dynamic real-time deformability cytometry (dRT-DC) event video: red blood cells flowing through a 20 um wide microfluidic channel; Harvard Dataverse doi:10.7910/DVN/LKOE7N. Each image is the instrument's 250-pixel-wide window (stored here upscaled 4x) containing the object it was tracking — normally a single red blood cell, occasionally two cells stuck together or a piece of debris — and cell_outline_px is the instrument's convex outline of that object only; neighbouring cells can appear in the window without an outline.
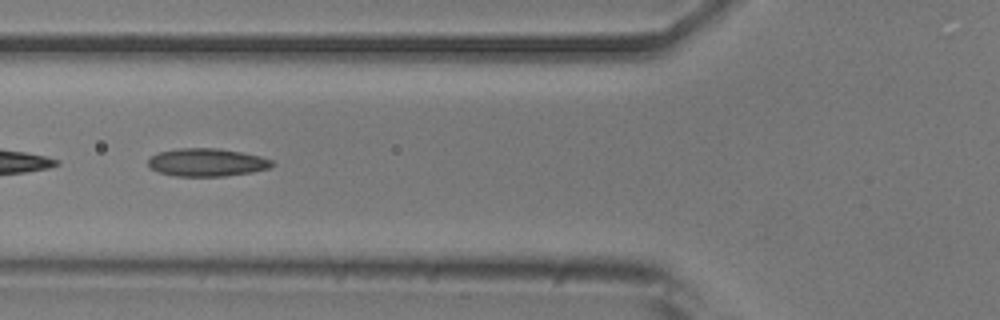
{"species": "common noctule bat (a hibernating species)", "species_latin": "Nyctalus noctula", "temperature_condition": "room temperature", "stored_images_in_passage": 39, "camera_frame_rate_fps": 3000, "um_per_image_px": 0.085, "animal": {"sex": "male", "body_mass_g": 20.5, "forearm_length_mm": 52.5}, "frame": {"image": 1, "passage_image": 6, "time_ms": 1.667, "image_size_px": [1000, 320], "cell_outline_px": [[276, 164], [268, 168], [252, 172], [224, 176], [176, 176], [160, 172], [148, 168], [148, 160], [152, 156], [160, 152], [176, 148], [220, 148], [260, 156], [272, 160]], "centroid_in_image_um": [17.58, 13.8], "position_along_channel_um": 108.2, "area_um2": 20.17}}
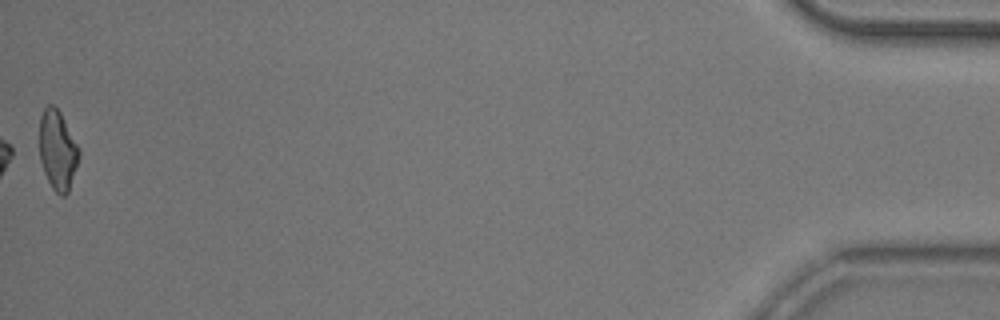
{"frame": {"image": 2, "passage_image": 39, "time_ms": 12.667, "image_size_px": [1000, 320], "cell_outline_px": [[80, 156], [68, 192], [64, 196], [60, 196], [52, 188], [44, 172], [40, 160], [40, 116], [44, 108], [48, 104], [52, 104], [60, 112], [80, 148]], "centroid_in_image_um": [4.9, 12.76], "position_along_channel_um": 430.3, "area_um2": 18.32}, "authors_computed_cell_mechanics": {"area_um2": 19.2474, "velocity_mm_per_s": 3.815, "shape_relaxation_time_tau1_ms": 7.3579, "shape_relaxation_time_tau2_ms": 2.7462, "deformation_change_tau1": 0.1886, "deformation_change_tau2": 0.1177}}